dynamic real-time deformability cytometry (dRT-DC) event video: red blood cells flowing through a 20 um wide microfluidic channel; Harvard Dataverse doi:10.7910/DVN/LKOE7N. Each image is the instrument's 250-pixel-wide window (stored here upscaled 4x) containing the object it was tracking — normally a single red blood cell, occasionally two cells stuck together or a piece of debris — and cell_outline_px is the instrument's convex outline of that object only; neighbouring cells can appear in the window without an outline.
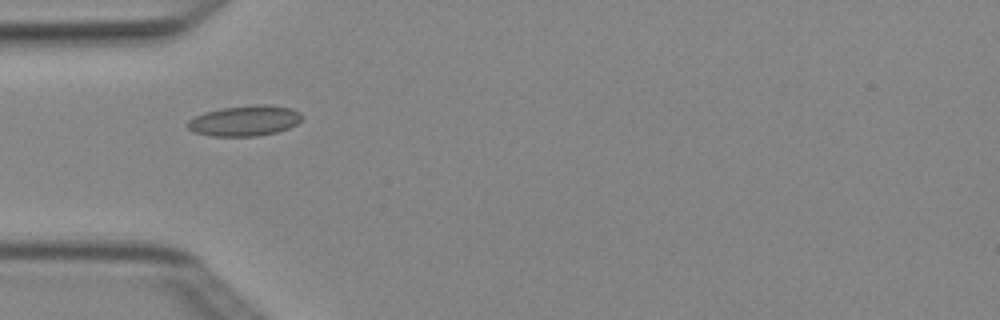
{"species": "Egyptian fruit bat (a non-hibernating species)", "species_latin": "Rousettus aegyptiacus", "temperature_condition": "cold", "stored_images_in_passage": 2, "camera_frame_rate_fps": 3000, "um_per_image_px": 0.085, "animal": {"sex": "female"}, "frame": {"image": 1, "passage_image": 1, "time_ms": 0.0, "image_size_px": [1000, 320], "cell_outline_px": [[304, 116], [296, 124], [288, 128], [276, 132], [256, 136], [212, 136], [196, 132], [188, 128], [184, 124], [188, 120], [204, 112], [220, 108], [256, 104], [268, 104], [292, 108], [300, 112]], "centroid_in_image_um": [20.8, 10.25], "position_along_channel_um": 64.2, "area_um2": 20.46}}
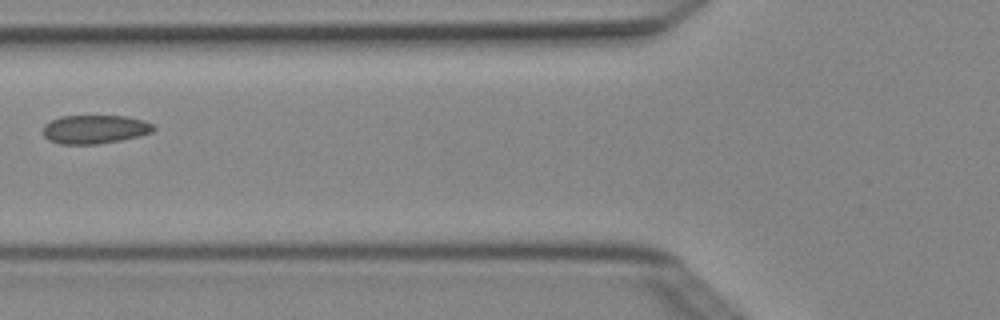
{"frame": {"image": 2, "passage_image": 2, "time_ms": 0.333, "image_size_px": [1000, 320], "cell_outline_px": [[156, 128], [152, 132], [140, 136], [120, 140], [96, 144], [60, 144], [48, 140], [44, 136], [44, 124], [60, 116], [128, 116], [144, 120], [152, 124]], "centroid_in_image_um": [8.07, 10.99], "position_along_channel_um": 117.7, "area_um2": 18.5}}